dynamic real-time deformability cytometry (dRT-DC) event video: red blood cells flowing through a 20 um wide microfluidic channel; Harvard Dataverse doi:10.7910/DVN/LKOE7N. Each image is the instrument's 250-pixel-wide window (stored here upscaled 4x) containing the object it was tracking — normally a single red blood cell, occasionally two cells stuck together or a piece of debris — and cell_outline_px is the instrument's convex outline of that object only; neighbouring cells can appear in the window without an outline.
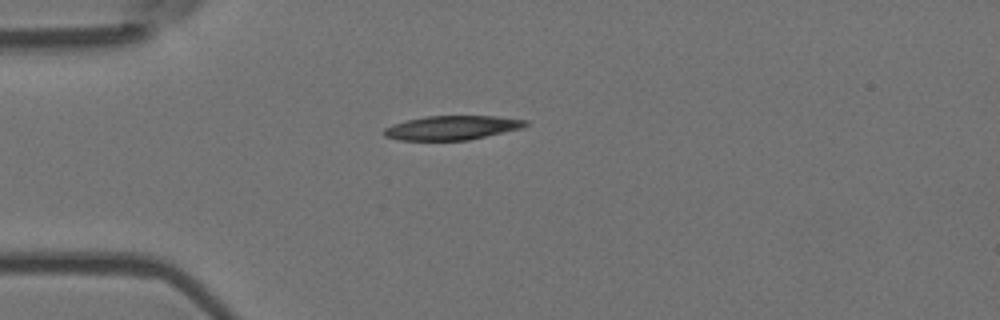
{"species": "Egyptian fruit bat (a non-hibernating species)", "species_latin": "Rousettus aegyptiacus", "temperature_condition": "room temperature", "stored_images_in_passage": 4, "camera_frame_rate_fps": 3000, "um_per_image_px": 0.085, "animal": {"sex": "female"}, "frame": {"image": 1, "passage_image": 4, "time_ms": 1.0, "image_size_px": [1000, 320], "cell_outline_px": [[528, 124], [520, 128], [468, 140], [400, 140], [384, 136], [384, 128], [392, 124], [424, 116], [496, 116], [528, 120]], "centroid_in_image_um": [38.4, 10.85], "position_along_channel_um": 46.6, "area_um2": 19.71}}